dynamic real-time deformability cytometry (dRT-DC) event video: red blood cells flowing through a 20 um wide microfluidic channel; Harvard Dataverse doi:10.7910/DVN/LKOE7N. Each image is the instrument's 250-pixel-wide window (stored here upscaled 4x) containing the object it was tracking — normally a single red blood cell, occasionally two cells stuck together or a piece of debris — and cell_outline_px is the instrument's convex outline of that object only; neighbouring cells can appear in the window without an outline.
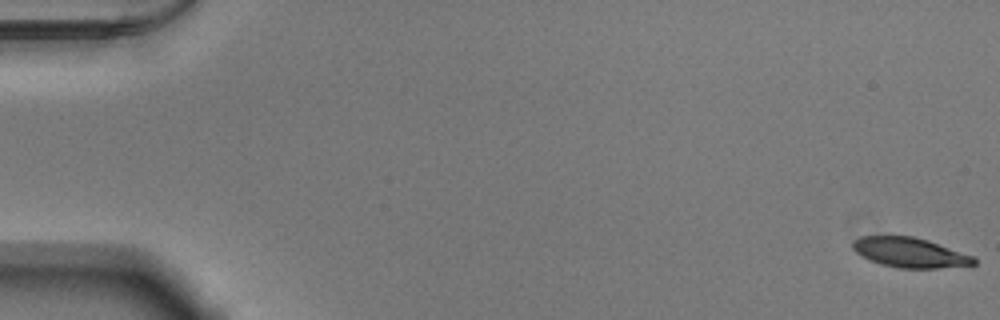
{"species": "Egyptian fruit bat (a non-hibernating species)", "species_latin": "Rousettus aegyptiacus", "temperature_condition": "warm", "stored_images_in_passage": 53, "camera_frame_rate_fps": 3000, "um_per_image_px": 0.085, "animal": {"sex": "male"}, "frame": {"image": 1, "passage_image": 1, "time_ms": 0.0, "image_size_px": [1000, 320], "cell_outline_px": [[976, 264], [972, 268], [900, 268], [880, 264], [868, 260], [860, 256], [852, 248], [852, 244], [860, 236], [912, 236], [928, 240], [976, 256]], "centroid_in_image_um": [77.45, 21.49], "position_along_channel_um": 7.5, "area_um2": 21.68}}
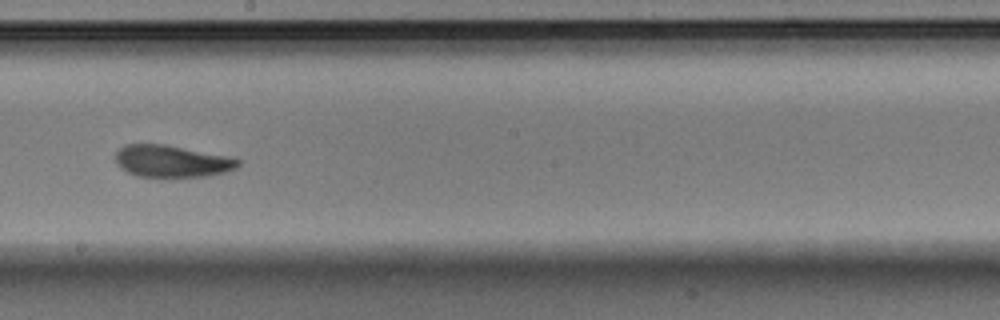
{"frame": {"image": 2, "passage_image": 31, "time_ms": 10.0, "image_size_px": [1000, 320], "cell_outline_px": [[240, 164], [236, 168], [224, 172], [208, 176], [136, 176], [120, 168], [116, 164], [116, 152], [124, 144], [164, 144], [224, 156], [240, 160]], "centroid_in_image_um": [14.54, 13.7], "position_along_channel_um": 233.7, "area_um2": 22.43}}
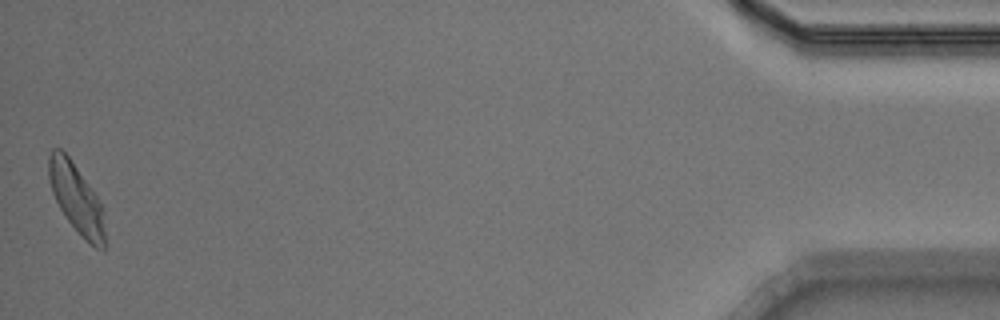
{"frame": {"image": 3, "passage_image": 53, "time_ms": 17.333, "image_size_px": [1000, 320], "cell_outline_px": [[104, 252], [96, 248], [84, 240], [68, 220], [60, 208], [52, 192], [48, 180], [48, 156], [52, 148], [60, 148], [68, 156], [88, 184], [104, 208]], "centroid_in_image_um": [6.48, 16.88], "position_along_channel_um": 428.7, "area_um2": 22.54}, "authors_computed_cell_mechanics": {"area_um2": 22.8888, "velocity_mm_per_s": 3.8568, "shape_relaxation_time_tau1_ms": 3.1095, "shape_relaxation_time_tau2_ms": 2.7081, "deformation_change_tau1": 0.1717, "deformation_change_tau2": 0.1}}